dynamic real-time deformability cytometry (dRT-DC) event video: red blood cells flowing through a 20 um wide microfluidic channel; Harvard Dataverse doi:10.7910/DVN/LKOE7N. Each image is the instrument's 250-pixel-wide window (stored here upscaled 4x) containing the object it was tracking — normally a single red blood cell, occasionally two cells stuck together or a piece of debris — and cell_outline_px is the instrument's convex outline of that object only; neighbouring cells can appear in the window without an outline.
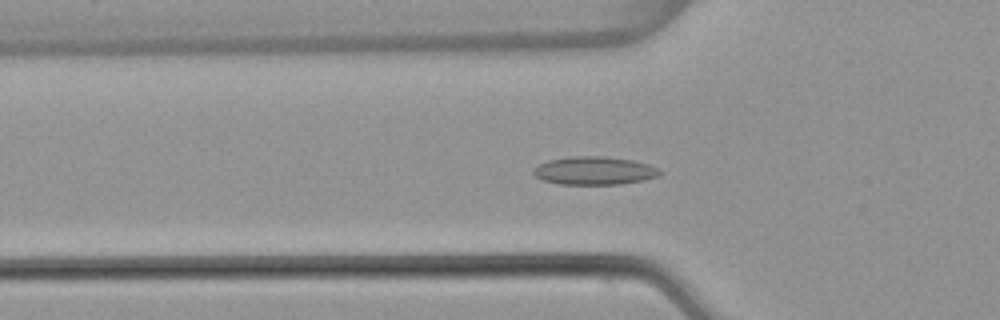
{"species": "common noctule bat (a hibernating species)", "species_latin": "Nyctalus noctula", "temperature_condition": "warm", "stored_images_in_passage": 53, "camera_frame_rate_fps": 3000, "um_per_image_px": 0.085, "animal": {"sex": "female", "body_mass_g": 22.7, "forearm_length_mm": 54.2}, "frame": {"image": 1, "passage_image": 18, "time_ms": 5.667, "image_size_px": [1000, 320], "cell_outline_px": [[664, 172], [660, 176], [644, 180], [620, 184], [560, 184], [544, 180], [536, 176], [532, 172], [532, 168], [548, 160], [572, 156], [604, 156], [632, 160], [648, 164]], "centroid_in_image_um": [50.54, 14.5], "position_along_channel_um": 75.3, "area_um2": 20.75}}
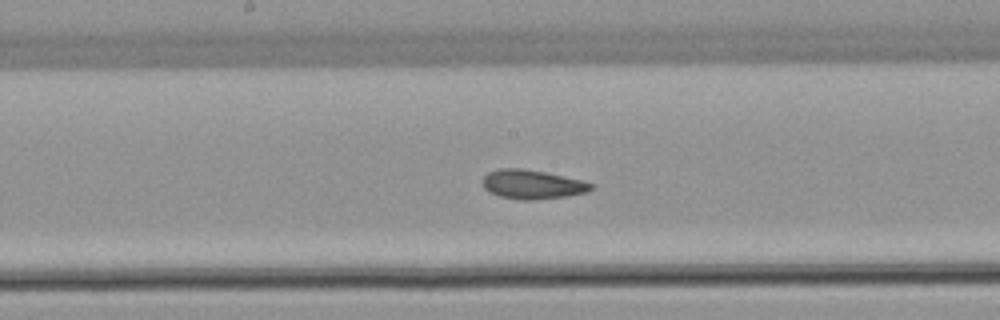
{"frame": {"image": 2, "passage_image": 28, "time_ms": 9.0, "image_size_px": [1000, 320], "cell_outline_px": [[592, 188], [588, 192], [568, 196], [536, 200], [520, 200], [500, 196], [488, 192], [484, 188], [480, 180], [488, 172], [496, 168], [520, 168], [544, 172], [584, 180], [592, 184]], "centroid_in_image_um": [45.21, 15.67], "position_along_channel_um": 203.0, "area_um2": 18.67}}
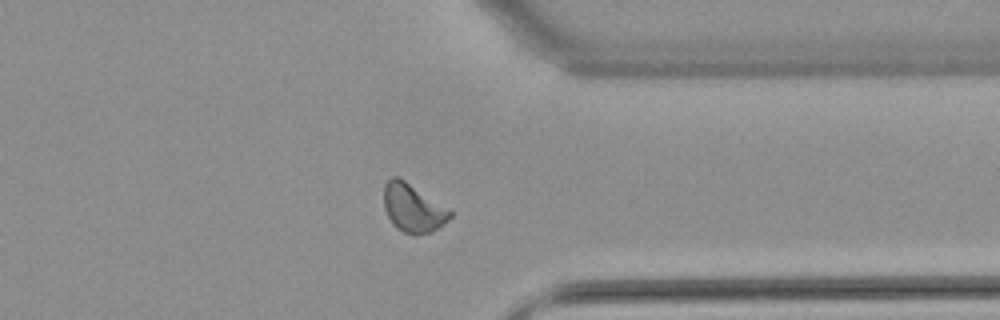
{"frame": {"image": 3, "passage_image": 42, "time_ms": 13.667, "image_size_px": [1000, 320], "cell_outline_px": [[452, 216], [444, 224], [428, 232], [416, 236], [412, 236], [400, 232], [392, 224], [384, 208], [384, 184], [392, 176], [396, 176], [404, 180], [452, 208]], "centroid_in_image_um": [35.13, 17.69], "position_along_channel_um": 376.3, "area_um2": 19.07}, "authors_computed_cell_mechanics": {"area_um2": 18.6694, "velocity_mm_per_s": 3.8144, "shape_relaxation_time_tau1_ms": 6.805, "shape_relaxation_time_tau2_ms": 2.3819, "deformation_change_tau1": 0.1429, "deformation_change_tau2": 0.0771}}